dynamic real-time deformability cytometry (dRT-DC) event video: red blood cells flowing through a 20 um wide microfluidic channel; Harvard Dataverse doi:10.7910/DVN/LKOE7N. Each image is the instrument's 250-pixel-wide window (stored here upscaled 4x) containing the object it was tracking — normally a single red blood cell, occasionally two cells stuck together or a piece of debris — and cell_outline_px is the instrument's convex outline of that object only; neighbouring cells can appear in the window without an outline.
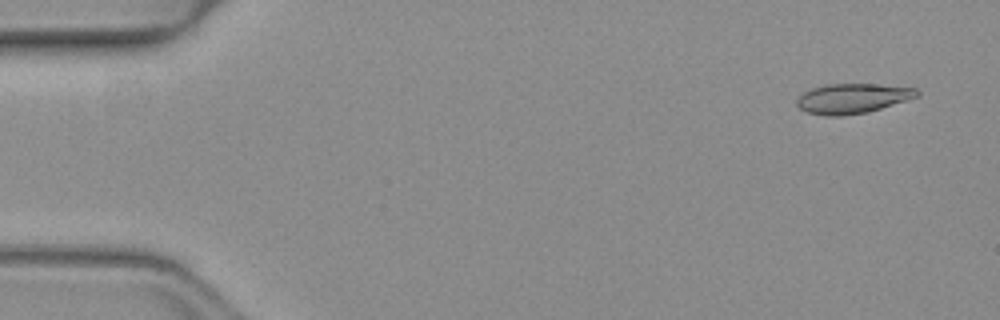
{"species": "common noctule bat (a hibernating species)", "species_latin": "Nyctalus noctula", "temperature_condition": "warm", "stored_images_in_passage": 51, "camera_frame_rate_fps": 3000, "um_per_image_px": 0.085, "animal": {"sex": "female", "body_mass_g": 19.3, "forearm_length_mm": 54.1}, "frame": {"image": 1, "passage_image": 3, "time_ms": 0.667, "image_size_px": [1000, 320], "cell_outline_px": [[920, 96], [868, 112], [844, 116], [824, 116], [808, 112], [800, 108], [796, 104], [796, 100], [804, 92], [812, 88], [828, 84], [876, 84], [916, 88], [920, 92]], "centroid_in_image_um": [72.48, 8.37], "position_along_channel_um": 12.5, "area_um2": 20.92}}
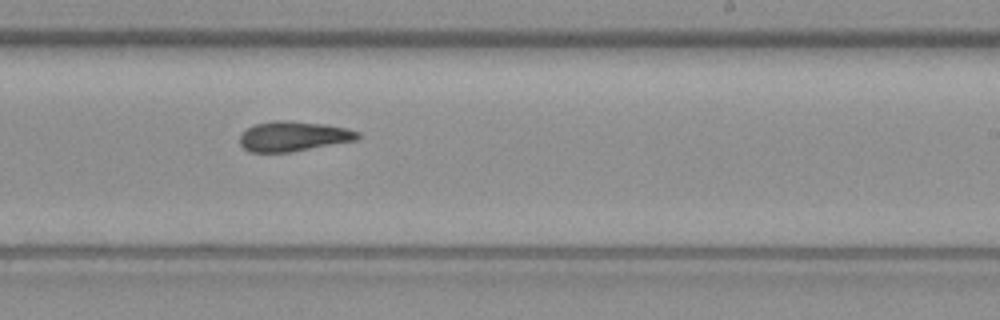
{"frame": {"image": 2, "passage_image": 31, "time_ms": 10.0, "image_size_px": [1000, 320], "cell_outline_px": [[360, 136], [356, 140], [292, 152], [248, 152], [240, 144], [240, 136], [248, 128], [256, 124], [276, 120], [284, 120], [324, 124], [348, 128], [360, 132]], "centroid_in_image_um": [24.95, 11.59], "position_along_channel_um": 264.0, "area_um2": 20.52}}
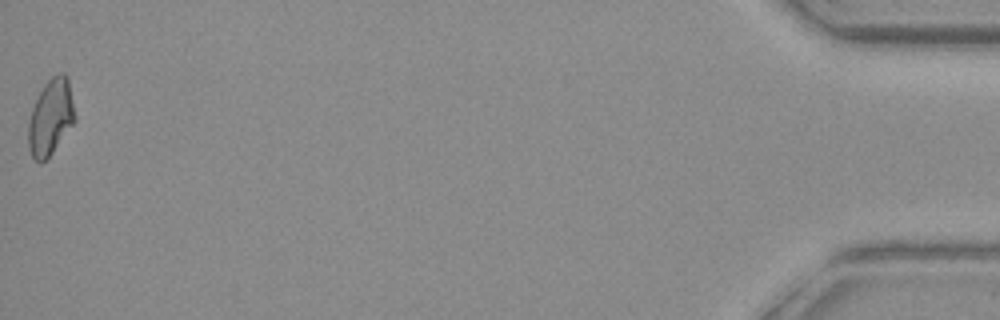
{"frame": {"image": 3, "passage_image": 51, "time_ms": 16.667, "image_size_px": [1000, 320], "cell_outline_px": [[76, 120], [52, 152], [40, 164], [32, 156], [28, 148], [28, 124], [32, 108], [44, 84], [52, 76], [60, 72], [64, 72], [68, 76], [76, 116]], "centroid_in_image_um": [4.32, 9.93], "position_along_channel_um": 430.9, "area_um2": 20.58}, "authors_computed_cell_mechanics": {"area_um2": 20.5768, "velocity_mm_per_s": 4.0483, "shape_relaxation_time_tau1_ms": null, "shape_relaxation_time_tau2_ms": 5.4212, "deformation_change_tau1": null, "deformation_change_tau2": 0.1268}}